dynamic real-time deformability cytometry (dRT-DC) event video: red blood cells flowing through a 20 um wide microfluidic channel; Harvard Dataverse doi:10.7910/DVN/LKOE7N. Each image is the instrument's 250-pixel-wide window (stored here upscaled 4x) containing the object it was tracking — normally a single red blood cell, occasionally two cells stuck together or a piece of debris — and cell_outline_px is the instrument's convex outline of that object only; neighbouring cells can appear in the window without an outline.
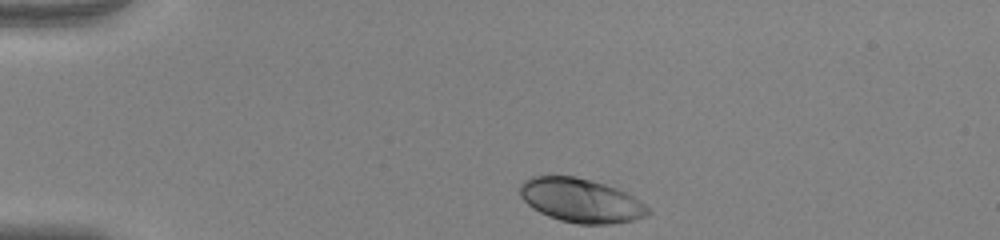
{"species": "human", "species_latin": "Homo sapiens", "temperature_condition": "warm", "stored_images_in_passage": 38, "camera_frame_rate_fps": 3000, "um_per_image_px": 0.085, "donor": {"sex": "female"}, "frame": {"image": 1, "passage_image": 1, "time_ms": 0.0, "image_size_px": [1000, 240], "cell_outline_px": [[652, 212], [648, 216], [636, 220], [608, 224], [576, 224], [560, 220], [548, 216], [532, 208], [520, 196], [520, 184], [524, 180], [532, 176], [576, 176], [604, 184], [616, 188], [632, 196], [644, 204]], "centroid_in_image_um": [49.37, 17.05], "position_along_channel_um": 35.6, "area_um2": 32.77}}
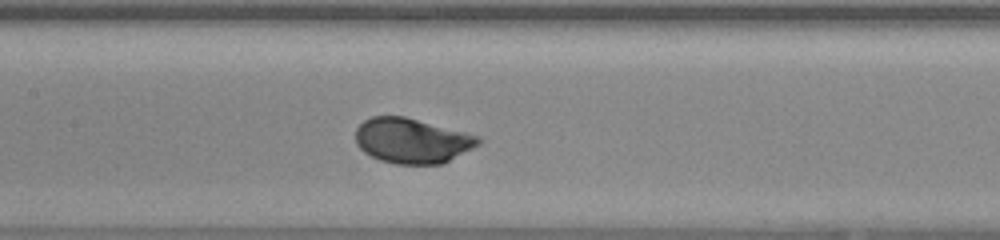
{"frame": {"image": 2, "passage_image": 16, "time_ms": 5.0, "image_size_px": [1000, 240], "cell_outline_px": [[484, 140], [480, 144], [440, 164], [396, 164], [380, 160], [364, 152], [356, 144], [356, 128], [364, 120], [372, 116], [404, 116], [480, 136]], "centroid_in_image_um": [35.01, 11.95], "position_along_channel_um": 172.4, "area_um2": 32.08}}
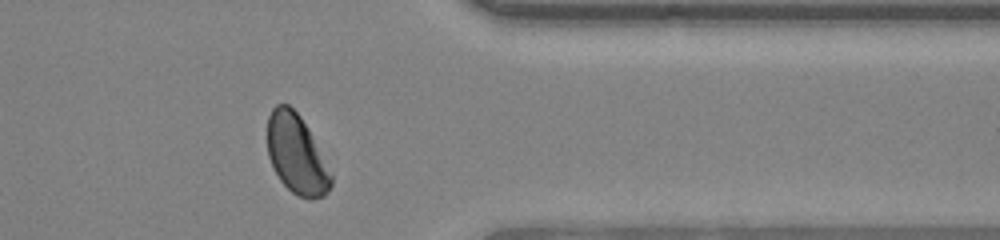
{"frame": {"image": 3, "passage_image": 33, "time_ms": 10.667, "image_size_px": [1000, 240], "cell_outline_px": [[332, 184], [328, 192], [324, 196], [312, 200], [308, 200], [296, 196], [280, 180], [268, 156], [268, 116], [272, 108], [276, 104], [288, 104], [300, 116], [332, 176]], "centroid_in_image_um": [25.18, 13.16], "position_along_channel_um": 386.2, "area_um2": 28.84}, "authors_computed_cell_mechanics": {"area_um2": 31.8478, "velocity_mm_per_s": 3.9048, "shape_relaxation_time_tau1_ms": 1.7921, "shape_relaxation_time_tau2_ms": null, "deformation_change_tau1": 0.1461, "deformation_change_tau2": null}}